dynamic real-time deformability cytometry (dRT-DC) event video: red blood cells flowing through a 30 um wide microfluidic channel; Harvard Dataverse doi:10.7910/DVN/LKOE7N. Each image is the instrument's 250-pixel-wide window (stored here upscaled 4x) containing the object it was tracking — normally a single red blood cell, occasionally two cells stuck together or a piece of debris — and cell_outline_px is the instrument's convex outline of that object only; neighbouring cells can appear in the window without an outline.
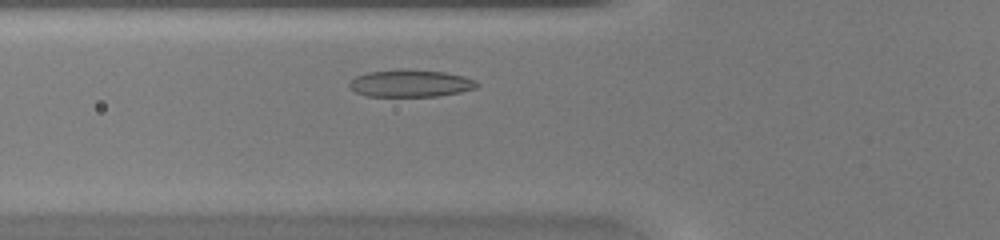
{"species": "common noctule bat (a hibernating species)", "species_latin": "Nyctalus noctula", "temperature_condition": "warm", "stored_images_in_passage": 27, "camera_frame_rate_fps": 3000, "um_per_image_px": 0.085, "animal": {"sex": "female", "body_mass_g": 20.0, "forearm_length_mm": 54.0}, "frame": {"image": 1, "passage_image": 5, "time_ms": 1.333, "image_size_px": [1000, 240], "cell_outline_px": [[480, 84], [476, 88], [460, 92], [440, 96], [368, 96], [356, 92], [348, 84], [356, 76], [368, 72], [444, 72], [464, 76], [476, 80]], "centroid_in_image_um": [34.96, 7.13], "position_along_channel_um": 90.8, "area_um2": 19.25}}
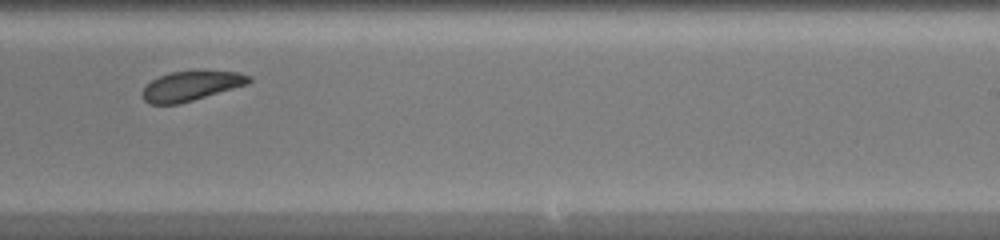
{"frame": {"image": 2, "passage_image": 17, "time_ms": 5.333, "image_size_px": [1000, 240], "cell_outline_px": [[252, 80], [248, 84], [180, 104], [148, 104], [140, 96], [140, 92], [152, 80], [160, 76], [172, 72], [236, 72], [252, 76]], "centroid_in_image_um": [16.21, 7.33], "position_along_channel_um": 272.8, "area_um2": 18.15}}
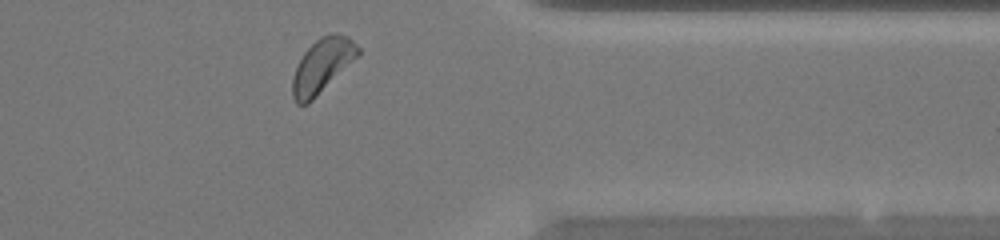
{"frame": {"image": 3, "passage_image": 25, "time_ms": 8.0, "image_size_px": [1000, 240], "cell_outline_px": [[360, 52], [308, 104], [296, 104], [292, 96], [292, 76], [304, 52], [320, 36], [336, 32], [348, 36], [360, 48]], "centroid_in_image_um": [27.35, 5.56], "position_along_channel_um": 384.1, "area_um2": 20.06}}